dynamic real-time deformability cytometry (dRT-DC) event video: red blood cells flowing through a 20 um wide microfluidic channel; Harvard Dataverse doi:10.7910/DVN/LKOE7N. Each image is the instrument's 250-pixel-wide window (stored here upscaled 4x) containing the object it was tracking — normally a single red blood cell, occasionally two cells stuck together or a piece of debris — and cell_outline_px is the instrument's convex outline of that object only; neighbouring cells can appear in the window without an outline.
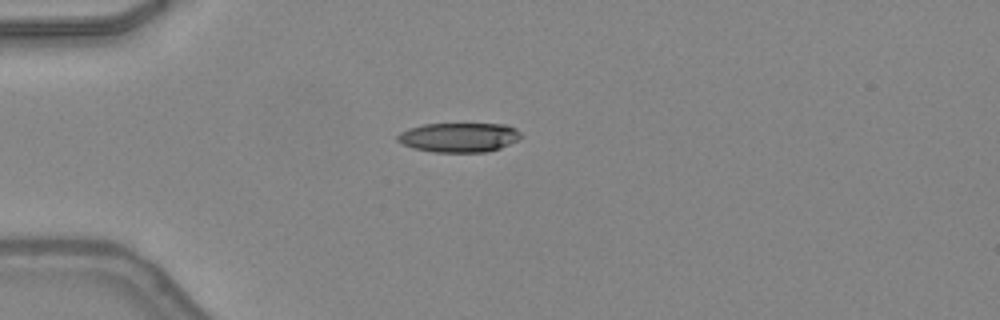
{"species": "common noctule bat (a hibernating species)", "species_latin": "Nyctalus noctula", "temperature_condition": "warm", "stored_images_in_passage": 9, "camera_frame_rate_fps": 3000, "um_per_image_px": 0.085, "animal": {"sex": "female", "body_mass_g": 24.6, "forearm_length_mm": 56.2}, "frame": {"image": 1, "passage_image": 1, "time_ms": 0.0, "image_size_px": [1000, 320], "cell_outline_px": [[524, 136], [500, 148], [488, 152], [432, 152], [412, 148], [396, 140], [396, 136], [400, 132], [408, 128], [424, 124], [504, 124], [516, 128]], "centroid_in_image_um": [39.0, 11.68], "position_along_channel_um": 46.0, "area_um2": 21.27}}
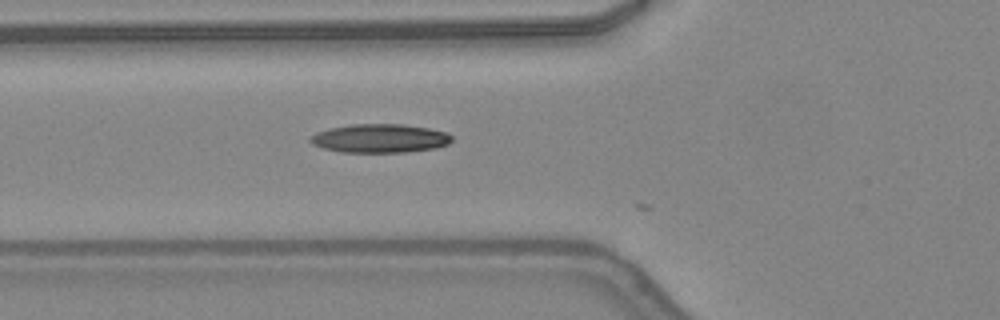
{"frame": {"image": 2, "passage_image": 6, "time_ms": 1.667, "image_size_px": [1000, 320], "cell_outline_px": [[452, 140], [448, 144], [436, 148], [404, 152], [340, 152], [324, 148], [312, 144], [308, 140], [308, 136], [316, 132], [328, 128], [352, 124], [404, 124], [428, 128], [448, 132], [452, 136]], "centroid_in_image_um": [32.27, 11.75], "position_along_channel_um": 93.5, "area_um2": 23.87}}